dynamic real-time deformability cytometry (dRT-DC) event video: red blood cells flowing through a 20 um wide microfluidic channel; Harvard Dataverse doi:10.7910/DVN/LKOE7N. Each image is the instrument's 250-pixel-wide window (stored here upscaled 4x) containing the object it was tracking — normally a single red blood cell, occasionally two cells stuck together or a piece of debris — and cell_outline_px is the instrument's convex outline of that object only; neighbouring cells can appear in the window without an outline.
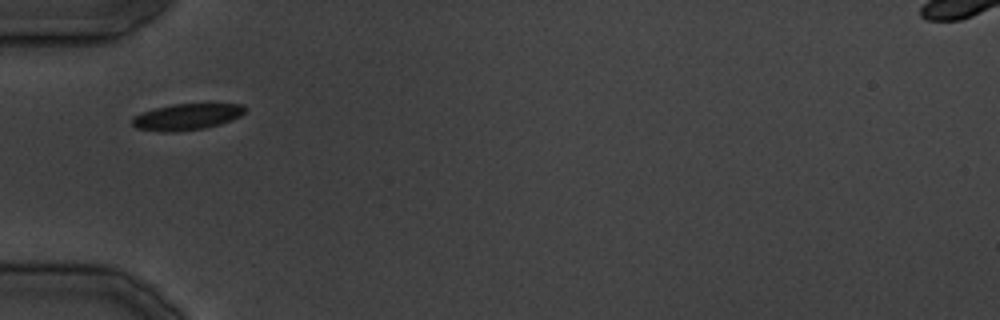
{"species": "common noctule bat (a hibernating species)", "species_latin": "Nyctalus noctula", "temperature_condition": "cold", "stored_images_in_passage": 25, "camera_frame_rate_fps": 3000, "um_per_image_px": 0.085, "animal": {"sex": "male", "body_mass_g": 19.5, "forearm_length_mm": 54.6}, "frame": {"image": 1, "passage_image": 1, "time_ms": 0.0, "image_size_px": [1000, 320], "cell_outline_px": [[244, 112], [240, 116], [232, 120], [220, 124], [204, 128], [172, 132], [160, 132], [136, 128], [132, 124], [132, 116], [156, 108], [172, 104], [244, 104]], "centroid_in_image_um": [15.85, 9.93], "position_along_channel_um": 69.1, "area_um2": 17.17}}
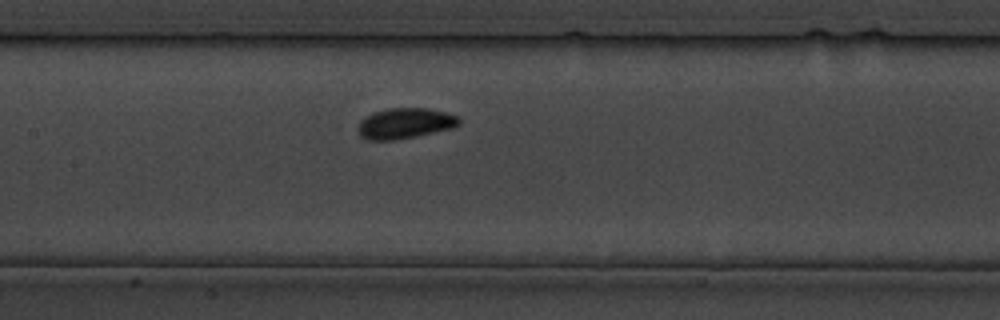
{"frame": {"image": 2, "passage_image": 7, "time_ms": 7.0, "image_size_px": [1000, 320], "cell_outline_px": [[460, 124], [452, 128], [416, 136], [392, 140], [368, 140], [360, 136], [356, 128], [360, 120], [364, 116], [388, 108], [428, 108], [460, 116]], "centroid_in_image_um": [34.4, 10.48], "position_along_channel_um": 173.0, "area_um2": 18.09}}
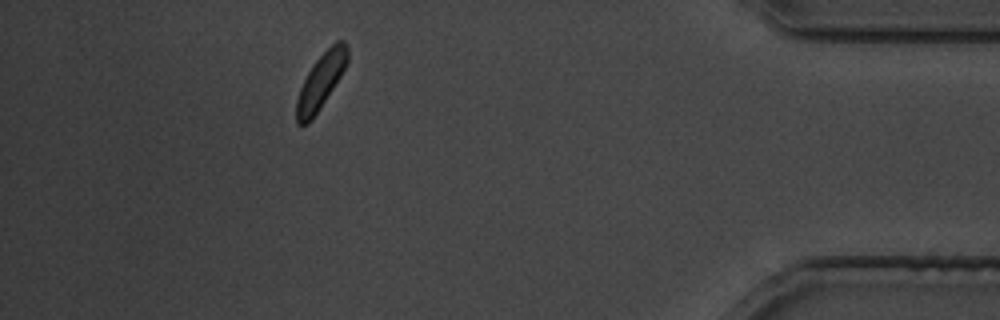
{"frame": {"image": 3, "passage_image": 22, "time_ms": 25.667, "image_size_px": [1000, 320], "cell_outline_px": [[348, 60], [340, 76], [320, 108], [312, 120], [308, 124], [296, 124], [296, 100], [300, 88], [308, 72], [316, 60], [336, 40], [344, 40], [348, 48]], "centroid_in_image_um": [27.26, 6.92], "position_along_channel_um": 407.9, "area_um2": 16.13}}